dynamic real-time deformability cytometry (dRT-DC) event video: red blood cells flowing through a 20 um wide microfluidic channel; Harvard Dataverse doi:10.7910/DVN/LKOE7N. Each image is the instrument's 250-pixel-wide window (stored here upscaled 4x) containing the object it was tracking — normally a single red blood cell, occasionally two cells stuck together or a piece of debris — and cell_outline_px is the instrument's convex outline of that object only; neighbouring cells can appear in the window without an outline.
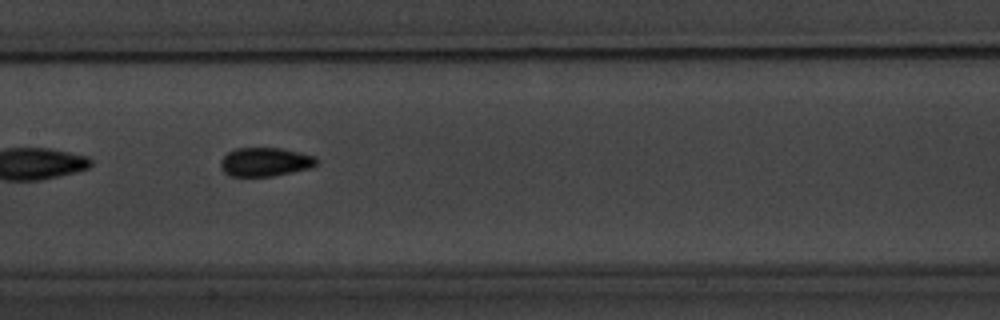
{"species": "common noctule bat (a hibernating species)", "species_latin": "Nyctalus noctula", "temperature_condition": "warm", "stored_images_in_passage": 10, "segment_of_instrument_passage": [2, 2], "camera_frame_rate_fps": 3000, "um_per_image_px": 0.085, "animal": {"sex": "male", "body_mass_g": 20.1, "forearm_length_mm": 53.5}, "frame": {"image": 1, "passage_image": 9, "time_ms": 9.333, "image_size_px": [1000, 320], "cell_outline_px": [[320, 160], [312, 168], [272, 176], [228, 176], [220, 168], [220, 160], [228, 152], [236, 148], [284, 148], [300, 152], [312, 156]], "centroid_in_image_um": [22.53, 13.76], "position_along_channel_um": 184.9, "area_um2": 16.24}}